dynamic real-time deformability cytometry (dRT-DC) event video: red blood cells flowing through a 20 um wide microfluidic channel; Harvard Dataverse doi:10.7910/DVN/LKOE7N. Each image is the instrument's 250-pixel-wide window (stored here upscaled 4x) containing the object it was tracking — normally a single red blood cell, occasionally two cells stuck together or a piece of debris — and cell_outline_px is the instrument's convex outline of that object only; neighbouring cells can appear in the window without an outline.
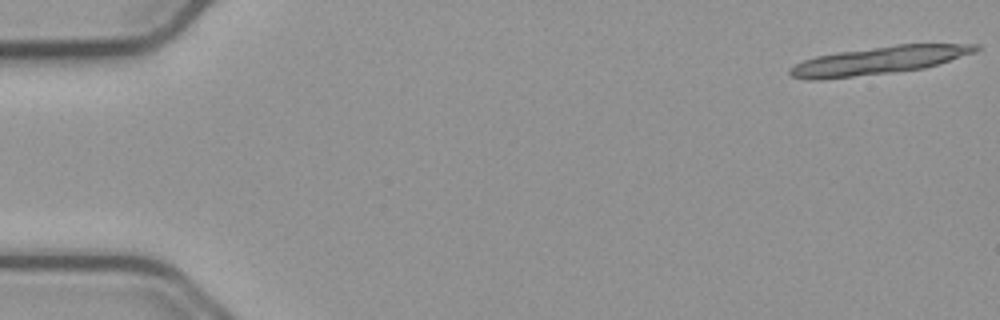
{"species": "common noctule bat (a hibernating species)", "species_latin": "Nyctalus noctula", "temperature_condition": "cold", "stored_images_in_passage": 19, "camera_frame_rate_fps": 3000, "um_per_image_px": 0.085, "animal": {"sex": "male", "body_mass_g": 23.1, "forearm_length_mm": 52.7}, "frame": {"image": 1, "passage_image": 1, "time_ms": 0.0, "image_size_px": [1000, 320], "cell_outline_px": [[980, 48], [976, 52], [924, 68], [816, 80], [808, 80], [792, 76], [788, 72], [788, 68], [804, 60], [816, 56], [840, 52], [896, 44], [980, 44]], "centroid_in_image_um": [74.7, 5.12], "position_along_channel_um": 10.3, "area_um2": 29.59}}